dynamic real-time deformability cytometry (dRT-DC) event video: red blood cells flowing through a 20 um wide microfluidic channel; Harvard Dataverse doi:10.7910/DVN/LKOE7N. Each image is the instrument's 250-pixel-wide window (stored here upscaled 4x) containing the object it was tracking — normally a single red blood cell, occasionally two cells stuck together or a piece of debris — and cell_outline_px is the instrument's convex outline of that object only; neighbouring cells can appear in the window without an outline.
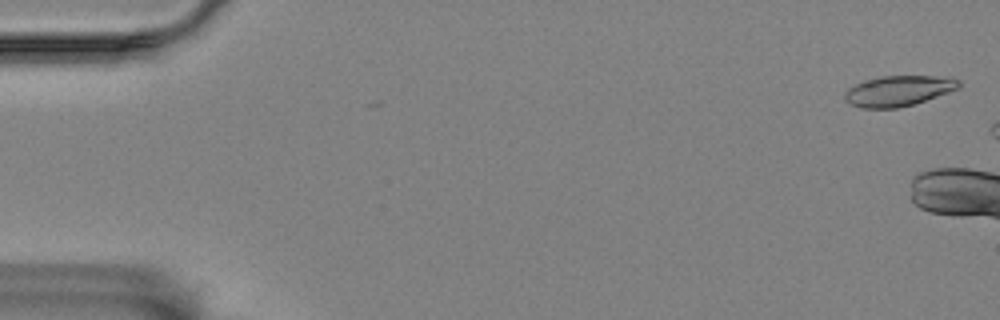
{"species": "Egyptian fruit bat (a non-hibernating species)", "species_latin": "Rousettus aegyptiacus", "temperature_condition": "room temperature", "stored_images_in_passage": 5, "camera_frame_rate_fps": 3000, "um_per_image_px": 0.085, "animal": {"sex": "female"}, "frame": {"image": 1, "passage_image": 2, "time_ms": 0.333, "image_size_px": [1000, 320], "cell_outline_px": [[960, 88], [912, 104], [896, 108], [860, 108], [848, 104], [844, 100], [844, 92], [848, 88], [864, 80], [880, 76], [952, 76], [960, 80]], "centroid_in_image_um": [76.34, 7.71], "position_along_channel_um": 8.7, "area_um2": 20.4}}